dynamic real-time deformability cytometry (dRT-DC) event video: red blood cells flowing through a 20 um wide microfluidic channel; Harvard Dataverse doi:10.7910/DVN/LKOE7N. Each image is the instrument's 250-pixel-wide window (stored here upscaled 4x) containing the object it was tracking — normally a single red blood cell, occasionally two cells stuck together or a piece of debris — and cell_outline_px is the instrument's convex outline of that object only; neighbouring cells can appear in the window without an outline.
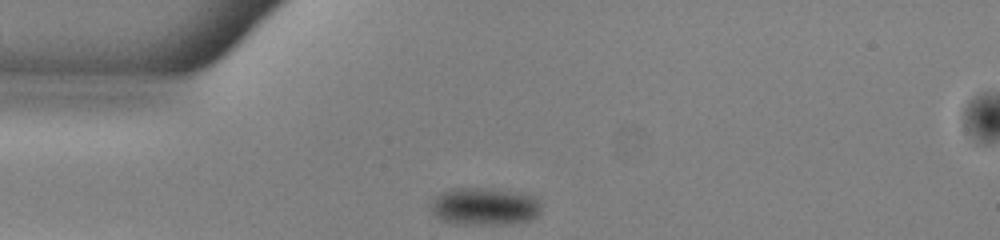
{"species": "common noctule bat (a hibernating species)", "species_latin": "Nyctalus noctula", "temperature_condition": "warm", "stored_images_in_passage": 40, "camera_frame_rate_fps": 3000, "um_per_image_px": 0.085, "animal": {"sex": "male", "body_mass_g": 13.0, "forearm_length_mm": 53.1}, "frame": {"image": 1, "passage_image": 1, "time_ms": 0.0, "image_size_px": [1000, 240], "cell_outline_px": [[544, 204], [540, 212], [532, 220], [524, 224], [456, 224], [440, 220], [428, 208], [428, 204], [436, 196], [448, 188], [492, 188], [516, 192], [536, 196]], "centroid_in_image_um": [41.22, 17.55], "position_along_channel_um": 43.8, "area_um2": 25.09}}
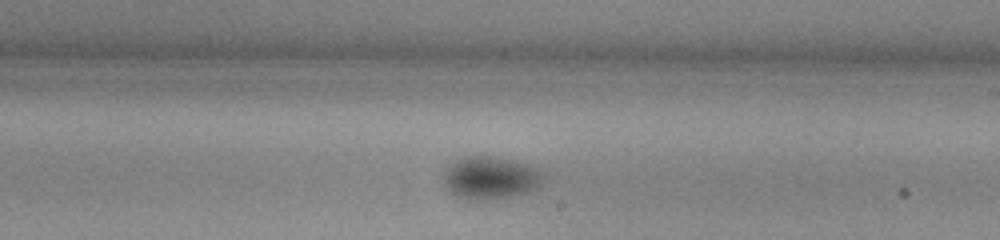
{"frame": {"image": 2, "passage_image": 18, "time_ms": 5.667, "image_size_px": [1000, 240], "cell_outline_px": [[544, 180], [532, 192], [512, 196], [484, 200], [468, 200], [456, 196], [444, 184], [444, 176], [448, 168], [456, 160], [464, 156], [488, 156], [512, 160], [536, 168], [544, 172]], "centroid_in_image_um": [41.72, 15.13], "position_along_channel_um": 247.3, "area_um2": 24.68}}
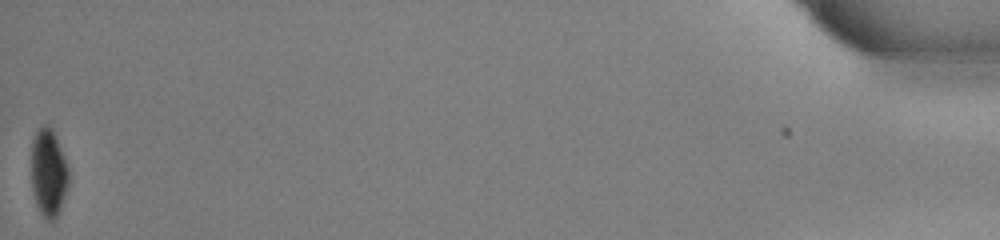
{"frame": {"image": 3, "passage_image": 40, "time_ms": 13.0, "image_size_px": [1000, 240], "cell_outline_px": [[68, 188], [60, 212], [52, 220], [48, 220], [40, 212], [36, 204], [32, 192], [32, 140], [36, 132], [44, 124], [48, 124], [52, 128], [68, 168]], "centroid_in_image_um": [4.12, 14.7], "position_along_channel_um": 431.1, "area_um2": 18.96}, "authors_computed_cell_mechanics": {"area_um2": 24.4494, "velocity_mm_per_s": 3.9333, "shape_relaxation_time_tau1_ms": 2.4819, "shape_relaxation_time_tau2_ms": null, "deformation_change_tau1": 0.0547, "deformation_change_tau2": null}}